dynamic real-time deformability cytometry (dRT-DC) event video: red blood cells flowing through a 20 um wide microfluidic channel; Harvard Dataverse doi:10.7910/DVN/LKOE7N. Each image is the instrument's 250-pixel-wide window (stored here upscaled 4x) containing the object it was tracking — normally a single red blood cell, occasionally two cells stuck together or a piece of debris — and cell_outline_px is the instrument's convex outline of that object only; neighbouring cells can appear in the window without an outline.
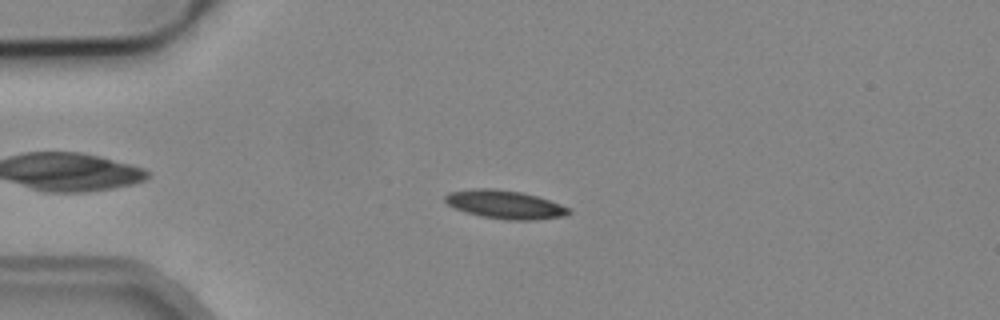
{"species": "common noctule bat (a hibernating species)", "species_latin": "Nyctalus noctula", "temperature_condition": "cold", "stored_images_in_passage": 52, "camera_frame_rate_fps": 3000, "um_per_image_px": 0.085, "animal": {"sex": "male", "body_mass_g": 19.2, "forearm_length_mm": 51.8}, "frame": {"image": 1, "passage_image": 12, "time_ms": 3.667, "image_size_px": [1000, 320], "cell_outline_px": [[572, 212], [564, 216], [536, 220], [504, 220], [480, 216], [456, 208], [448, 204], [444, 200], [444, 196], [448, 192], [476, 188], [496, 188], [520, 192], [536, 196], [560, 204], [568, 208]], "centroid_in_image_um": [42.91, 17.38], "position_along_channel_um": 42.1, "area_um2": 20.4}}
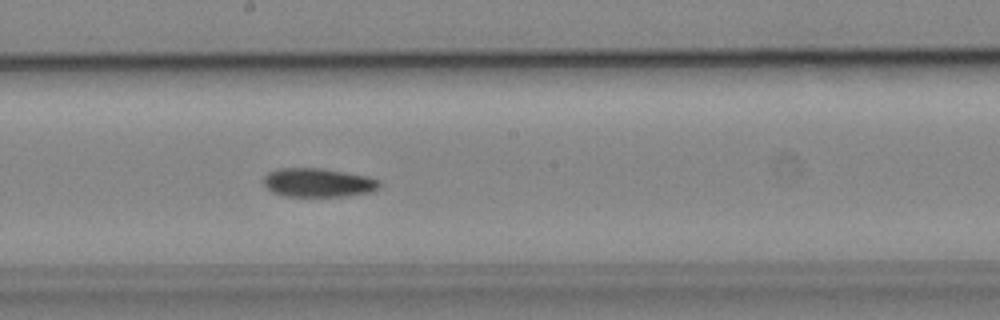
{"frame": {"image": 2, "passage_image": 28, "time_ms": 9.0, "image_size_px": [1000, 320], "cell_outline_px": [[380, 188], [372, 192], [348, 196], [284, 196], [272, 192], [264, 184], [264, 176], [268, 172], [280, 168], [320, 168], [364, 176], [376, 180], [380, 184]], "centroid_in_image_um": [27.01, 15.53], "position_along_channel_um": 221.2, "area_um2": 19.25}}
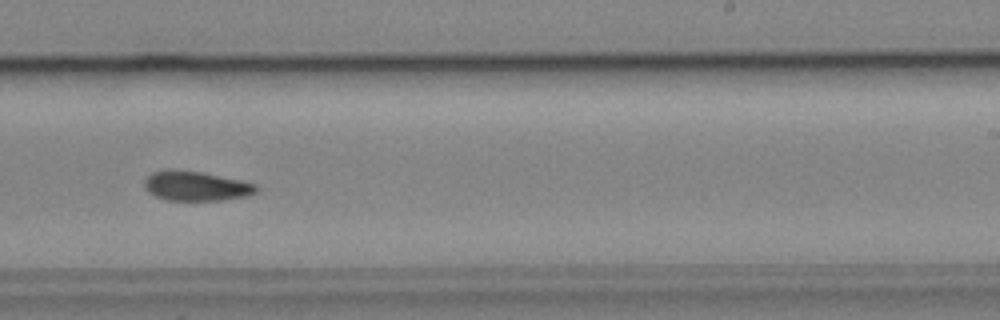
{"frame": {"image": 3, "passage_image": 32, "time_ms": 10.333, "image_size_px": [1000, 320], "cell_outline_px": [[256, 192], [248, 196], [224, 200], [164, 200], [148, 192], [144, 188], [144, 180], [152, 172], [200, 172], [240, 180], [256, 184]], "centroid_in_image_um": [16.68, 15.86], "position_along_channel_um": 272.3, "area_um2": 18.67}}